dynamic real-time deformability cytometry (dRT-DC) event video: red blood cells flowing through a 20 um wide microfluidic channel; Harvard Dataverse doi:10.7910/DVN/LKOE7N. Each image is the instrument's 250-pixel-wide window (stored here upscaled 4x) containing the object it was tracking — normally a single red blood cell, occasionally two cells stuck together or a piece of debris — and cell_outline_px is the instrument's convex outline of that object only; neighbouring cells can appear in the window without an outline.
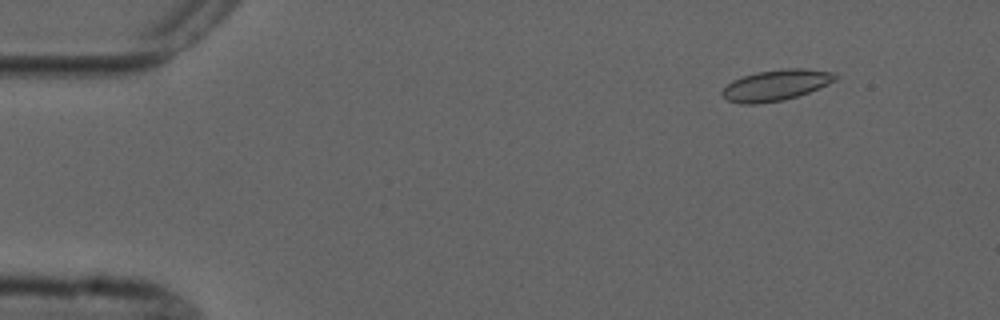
{"species": "common noctule bat (a hibernating species)", "species_latin": "Nyctalus noctula", "temperature_condition": "cold", "stored_images_in_passage": 5, "camera_frame_rate_fps": 3000, "um_per_image_px": 0.085, "animal": {"sex": "male", "forearm_length_mm": 52.5}, "frame": {"image": 1, "passage_image": 2, "time_ms": 1.333, "image_size_px": [1000, 320], "cell_outline_px": [[840, 76], [836, 80], [820, 88], [784, 100], [756, 104], [740, 104], [728, 100], [720, 92], [732, 80], [756, 72], [784, 68], [808, 68], [836, 72]], "centroid_in_image_um": [66.01, 7.22], "position_along_channel_um": 19.0, "area_um2": 20.58}}
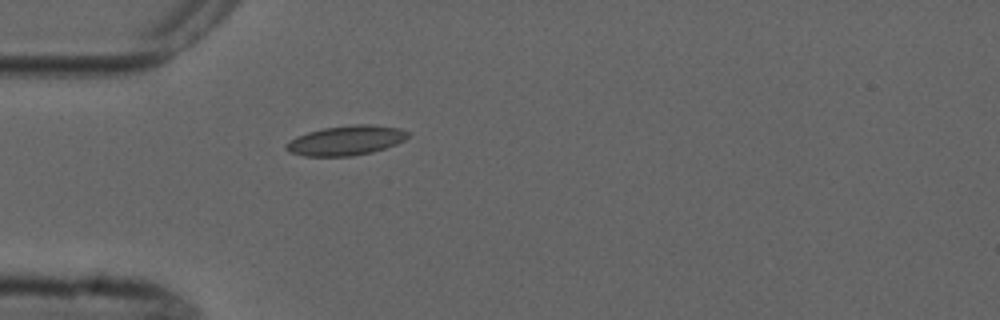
{"frame": {"image": 2, "passage_image": 5, "time_ms": 4.667, "image_size_px": [1000, 320], "cell_outline_px": [[408, 136], [404, 140], [396, 144], [372, 152], [352, 156], [304, 156], [288, 152], [284, 148], [284, 144], [296, 136], [308, 132], [324, 128], [352, 124], [372, 124], [400, 128], [408, 132]], "centroid_in_image_um": [29.38, 11.93], "position_along_channel_um": 55.6, "area_um2": 21.15}}